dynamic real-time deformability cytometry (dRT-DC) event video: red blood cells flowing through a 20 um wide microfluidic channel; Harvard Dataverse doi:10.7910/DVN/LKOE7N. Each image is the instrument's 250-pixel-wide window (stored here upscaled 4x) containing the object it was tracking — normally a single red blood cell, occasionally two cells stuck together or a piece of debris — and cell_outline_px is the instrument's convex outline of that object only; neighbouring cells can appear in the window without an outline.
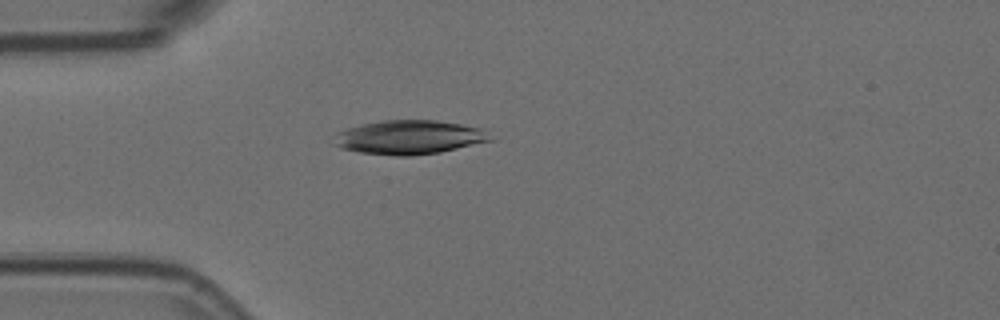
{"species": "Egyptian fruit bat (a non-hibernating species)", "species_latin": "Rousettus aegyptiacus", "temperature_condition": "room temperature", "stored_images_in_passage": 5, "camera_frame_rate_fps": 3000, "um_per_image_px": 0.085, "animal": {"sex": "female"}, "frame": {"image": 1, "passage_image": 4, "time_ms": 1.0, "image_size_px": [1000, 320], "cell_outline_px": [[496, 140], [440, 152], [412, 156], [396, 156], [360, 152], [340, 148], [332, 144], [340, 132], [348, 128], [380, 120], [436, 120], [484, 128]], "centroid_in_image_um": [34.86, 11.67], "position_along_channel_um": 50.1, "area_um2": 31.1}}